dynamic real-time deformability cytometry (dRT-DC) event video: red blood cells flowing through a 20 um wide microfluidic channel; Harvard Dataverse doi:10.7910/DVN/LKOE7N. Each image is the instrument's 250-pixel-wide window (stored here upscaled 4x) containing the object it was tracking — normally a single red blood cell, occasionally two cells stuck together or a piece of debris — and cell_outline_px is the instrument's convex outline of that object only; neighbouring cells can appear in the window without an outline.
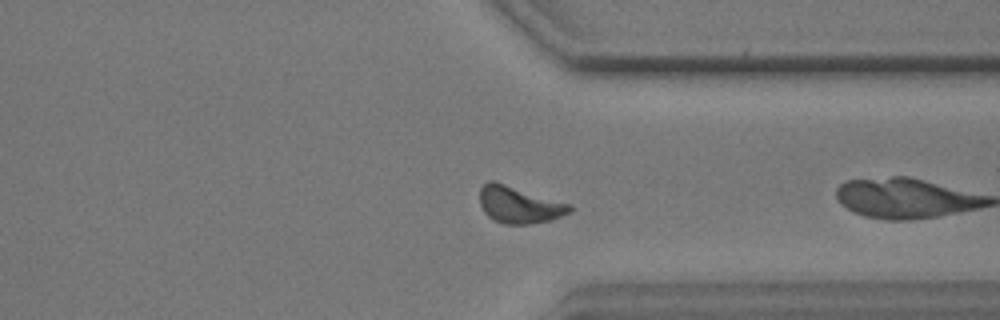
{"species": "common noctule bat (a hibernating species)", "species_latin": "Nyctalus noctula", "temperature_condition": "warm", "stored_images_in_passage": 42, "camera_frame_rate_fps": 3000, "um_per_image_px": 0.085, "animal": {"sex": "male", "body_mass_g": 17.9}, "frame": {"image": 1, "passage_image": 27, "time_ms": 8.667, "image_size_px": [1000, 320], "cell_outline_px": [[572, 212], [548, 220], [528, 224], [504, 224], [492, 220], [484, 212], [480, 204], [480, 188], [488, 180], [492, 180], [572, 204]], "centroid_in_image_um": [44.12, 17.4], "position_along_channel_um": 367.3, "area_um2": 19.31}}
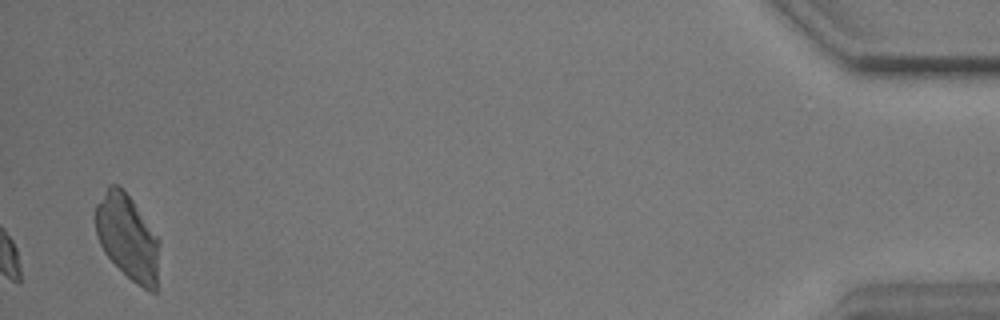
{"frame": {"image": 2, "passage_image": 42, "time_ms": 13.667, "image_size_px": [1000, 320], "cell_outline_px": [[160, 240], [156, 292], [148, 292], [136, 284], [104, 252], [100, 244], [96, 232], [96, 204], [108, 184], [120, 184], [132, 200]], "centroid_in_image_um": [10.86, 20.16], "position_along_channel_um": 424.3, "area_um2": 31.62}}